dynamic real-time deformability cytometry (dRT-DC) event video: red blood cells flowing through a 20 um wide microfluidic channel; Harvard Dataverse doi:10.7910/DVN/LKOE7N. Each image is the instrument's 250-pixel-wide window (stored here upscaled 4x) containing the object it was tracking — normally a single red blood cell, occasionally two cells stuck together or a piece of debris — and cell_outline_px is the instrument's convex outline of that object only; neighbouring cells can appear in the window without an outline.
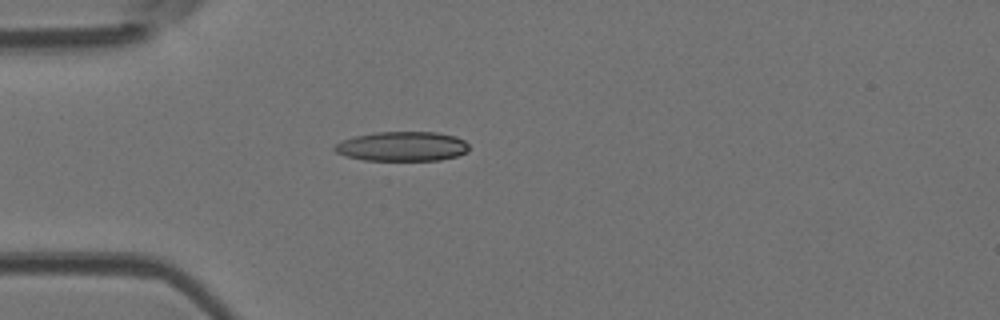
{"species": "Egyptian fruit bat (a non-hibernating species)", "species_latin": "Rousettus aegyptiacus", "temperature_condition": "room temperature", "stored_images_in_passage": 4, "camera_frame_rate_fps": 3000, "um_per_image_px": 0.085, "animal": {"sex": "female"}, "frame": {"image": 1, "passage_image": 4, "time_ms": 1.0, "image_size_px": [1000, 320], "cell_outline_px": [[468, 152], [456, 156], [440, 160], [364, 160], [344, 156], [336, 152], [332, 148], [336, 144], [344, 140], [356, 136], [376, 132], [436, 132], [456, 136], [464, 140], [468, 144]], "centroid_in_image_um": [34.2, 12.44], "position_along_channel_um": 50.8, "area_um2": 23.12}}